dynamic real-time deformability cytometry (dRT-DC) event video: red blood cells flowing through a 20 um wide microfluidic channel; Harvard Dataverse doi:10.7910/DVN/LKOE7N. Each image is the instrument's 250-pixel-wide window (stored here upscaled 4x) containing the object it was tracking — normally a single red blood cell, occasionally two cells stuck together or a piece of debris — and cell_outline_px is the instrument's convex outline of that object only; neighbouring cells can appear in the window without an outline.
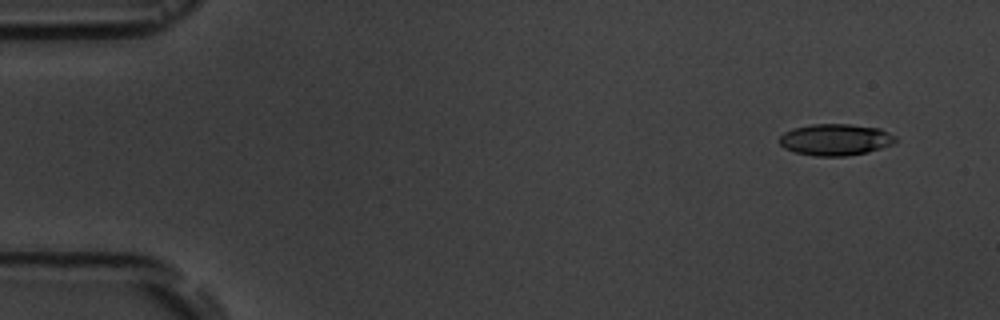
{"species": "common noctule bat (a hibernating species)", "species_latin": "Nyctalus noctula", "temperature_condition": "room temperature", "stored_images_in_passage": 6, "camera_frame_rate_fps": 3000, "um_per_image_px": 0.085, "animal": {"sex": "male", "body_mass_g": 19.5, "forearm_length_mm": 54.6}, "frame": {"image": 1, "passage_image": 2, "time_ms": 1.0, "image_size_px": [1000, 320], "cell_outline_px": [[896, 140], [892, 144], [868, 152], [844, 156], [816, 156], [796, 152], [784, 148], [780, 144], [780, 136], [784, 132], [792, 128], [812, 124], [848, 124], [880, 128], [896, 136]], "centroid_in_image_um": [71.0, 11.86], "position_along_channel_um": 14.0, "area_um2": 21.27}}